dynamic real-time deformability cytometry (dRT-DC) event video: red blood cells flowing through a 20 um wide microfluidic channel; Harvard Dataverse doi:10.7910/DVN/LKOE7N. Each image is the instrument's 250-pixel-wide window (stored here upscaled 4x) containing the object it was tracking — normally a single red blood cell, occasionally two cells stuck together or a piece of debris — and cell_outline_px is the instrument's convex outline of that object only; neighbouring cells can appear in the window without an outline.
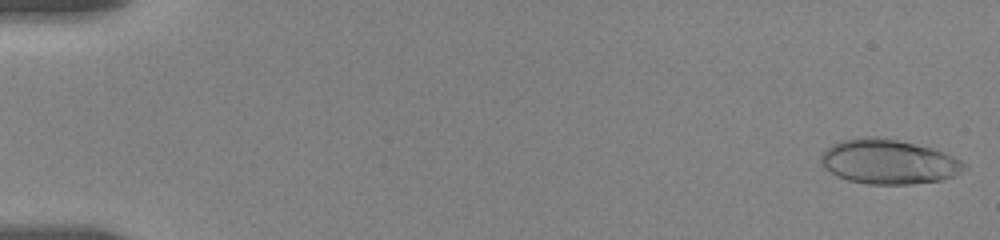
{"species": "human", "species_latin": "Homo sapiens", "temperature_condition": "room temperature", "stored_images_in_passage": 94, "camera_frame_rate_fps": 3000, "um_per_image_px": 0.085, "donor": {"sex": "female"}, "frame": {"image": 1, "passage_image": 1, "time_ms": 0.0, "image_size_px": [1000, 240], "cell_outline_px": [[968, 168], [956, 176], [940, 180], [908, 184], [868, 184], [848, 180], [836, 176], [824, 168], [820, 160], [820, 156], [832, 144], [844, 140], [860, 136], [896, 140], [932, 148], [944, 152], [960, 160]], "centroid_in_image_um": [75.53, 13.76], "position_along_channel_um": 9.5, "area_um2": 36.99}}
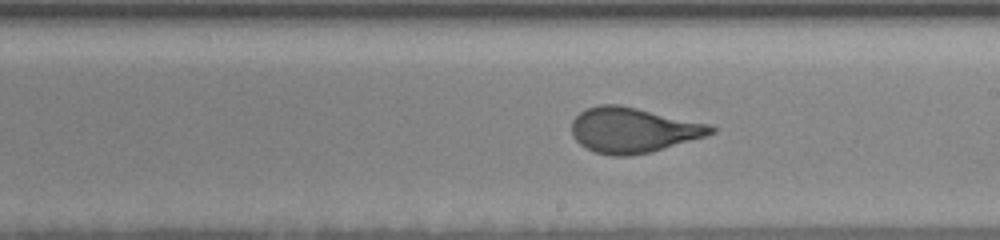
{"frame": {"image": 2, "passage_image": 47, "time_ms": 10.667, "image_size_px": [1000, 240], "cell_outline_px": [[716, 132], [704, 136], [652, 152], [628, 156], [612, 156], [596, 152], [580, 144], [572, 136], [572, 120], [580, 112], [588, 108], [600, 104], [620, 104], [712, 124], [716, 128]], "centroid_in_image_um": [53.83, 11.05], "position_along_channel_um": 235.2, "area_um2": 36.76}}
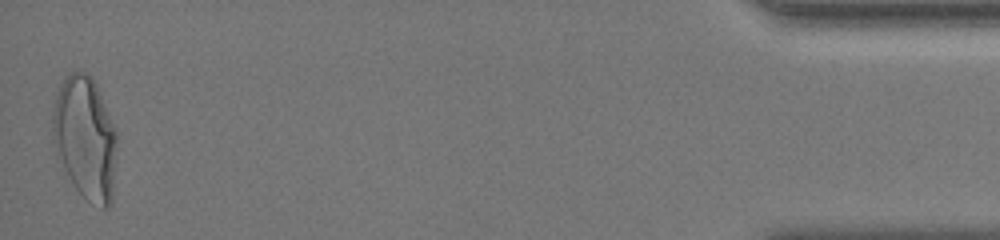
{"frame": {"image": 3, "passage_image": 93, "time_ms": 18.333, "image_size_px": [1000, 240], "cell_outline_px": [[116, 140], [112, 204], [108, 208], [100, 208], [88, 200], [76, 188], [64, 168], [52, 132], [52, 112], [56, 96], [60, 84], [64, 76], [68, 72], [84, 72], [92, 76], [96, 84], [116, 128]], "centroid_in_image_um": [7.26, 11.68], "position_along_channel_um": 427.9, "area_um2": 45.6}, "authors_computed_cell_mechanics": {"area_um2": 36.2406, "velocity_mm_per_s": 3.5575, "shape_relaxation_time_tau1_ms": 7.1888, "shape_relaxation_time_tau2_ms": null, "deformation_change_tau1": 0.2321, "deformation_change_tau2": null}}